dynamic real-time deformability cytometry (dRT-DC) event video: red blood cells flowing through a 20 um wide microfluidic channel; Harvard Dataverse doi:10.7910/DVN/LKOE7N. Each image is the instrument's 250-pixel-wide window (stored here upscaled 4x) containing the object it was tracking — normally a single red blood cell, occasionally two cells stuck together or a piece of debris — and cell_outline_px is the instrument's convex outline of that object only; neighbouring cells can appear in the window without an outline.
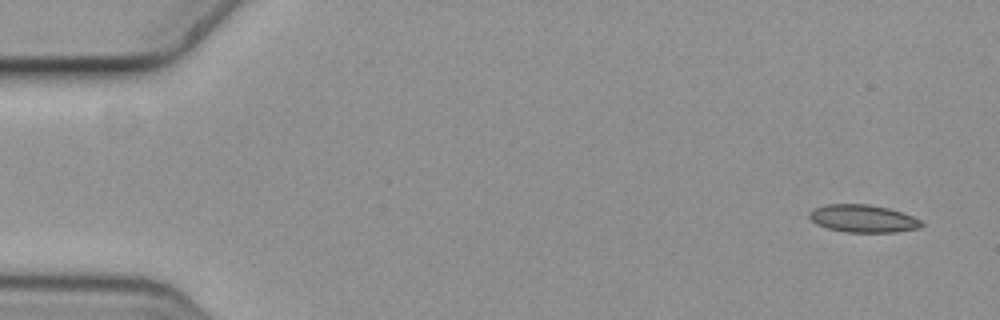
{"species": "common noctule bat (a hibernating species)", "species_latin": "Nyctalus noctula", "temperature_condition": "cold", "stored_images_in_passage": 5, "camera_frame_rate_fps": 3000, "um_per_image_px": 0.085, "animal": {"sex": "female", "body_mass_g": 19.3, "forearm_length_mm": 54.1}, "frame": {"image": 1, "passage_image": 1, "time_ms": 0.0, "image_size_px": [1000, 320], "cell_outline_px": [[924, 224], [920, 228], [896, 232], [844, 232], [828, 228], [816, 224], [808, 216], [808, 212], [816, 208], [828, 204], [868, 204], [888, 208], [912, 216], [920, 220]], "centroid_in_image_um": [73.35, 18.58], "position_along_channel_um": 11.6, "area_um2": 17.98}}
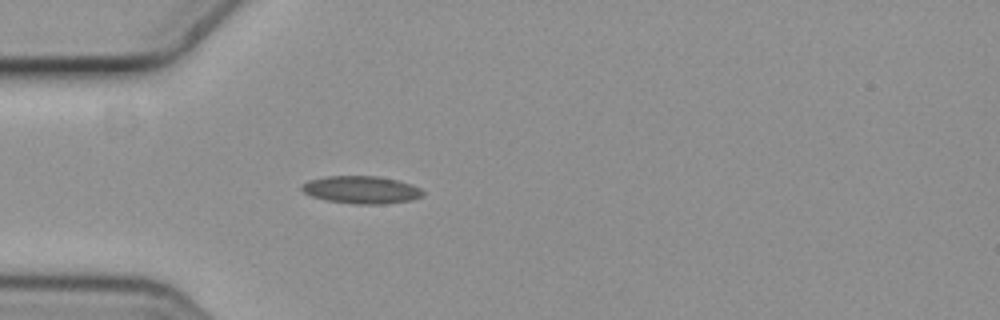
{"frame": {"image": 2, "passage_image": 5, "time_ms": 1.333, "image_size_px": [1000, 320], "cell_outline_px": [[424, 196], [412, 200], [384, 204], [356, 204], [324, 200], [312, 196], [304, 192], [300, 188], [300, 184], [308, 180], [328, 176], [376, 176], [396, 180], [420, 188], [424, 192]], "centroid_in_image_um": [30.69, 16.14], "position_along_channel_um": 54.3, "area_um2": 19.48}}